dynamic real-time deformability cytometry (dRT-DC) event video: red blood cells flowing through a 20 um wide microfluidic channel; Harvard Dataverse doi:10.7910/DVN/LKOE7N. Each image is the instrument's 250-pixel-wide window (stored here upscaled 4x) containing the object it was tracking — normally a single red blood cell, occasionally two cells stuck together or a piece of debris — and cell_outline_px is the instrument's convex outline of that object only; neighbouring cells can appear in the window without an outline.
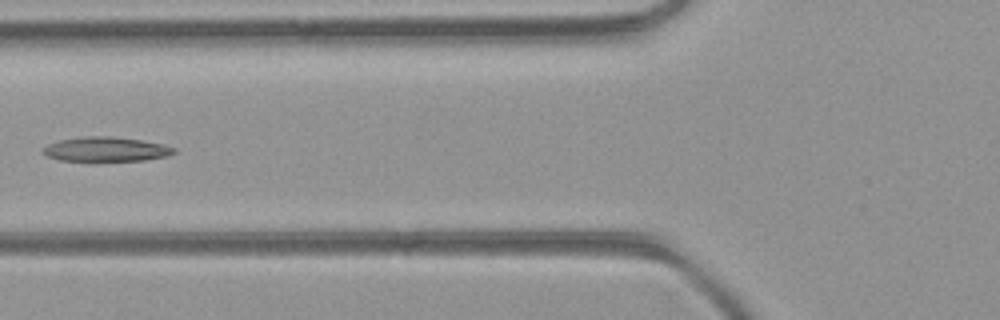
{"species": "common noctule bat (a hibernating species)", "species_latin": "Nyctalus noctula", "temperature_condition": "room temperature", "stored_images_in_passage": 6, "camera_frame_rate_fps": 3000, "um_per_image_px": 0.085, "animal": {"sex": "female", "body_mass_g": 21.9}, "frame": {"image": 1, "passage_image": 6, "time_ms": 1.667, "image_size_px": [1000, 320], "cell_outline_px": [[176, 152], [168, 156], [144, 160], [88, 164], [60, 160], [44, 156], [40, 152], [40, 148], [48, 144], [60, 140], [84, 136], [108, 136], [140, 140], [164, 144], [176, 148]], "centroid_in_image_um": [8.92, 12.74], "position_along_channel_um": 116.9, "area_um2": 19.88}}